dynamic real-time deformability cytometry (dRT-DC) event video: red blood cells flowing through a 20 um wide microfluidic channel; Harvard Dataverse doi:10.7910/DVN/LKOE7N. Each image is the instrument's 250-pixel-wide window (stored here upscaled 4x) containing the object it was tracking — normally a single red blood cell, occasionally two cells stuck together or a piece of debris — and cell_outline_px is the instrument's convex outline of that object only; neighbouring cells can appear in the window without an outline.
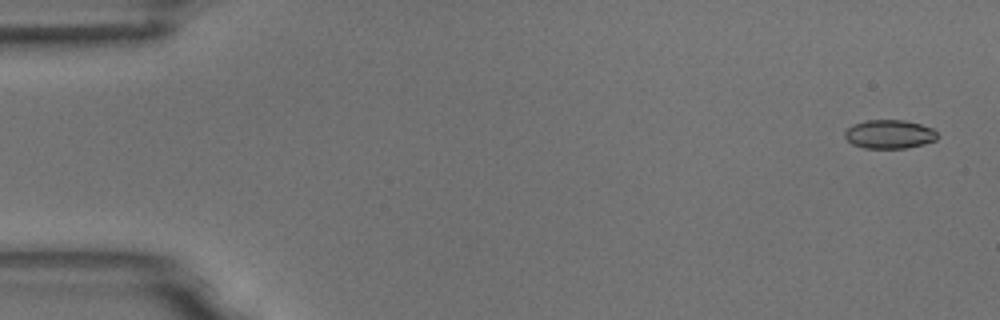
{"species": "common noctule bat (a hibernating species)", "species_latin": "Nyctalus noctula", "temperature_condition": "room temperature", "stored_images_in_passage": 5, "camera_frame_rate_fps": 3000, "um_per_image_px": 0.085, "animal": {"sex": "male", "body_mass_g": 18.8}, "frame": {"image": 1, "passage_image": 1, "time_ms": 0.0, "image_size_px": [1000, 320], "cell_outline_px": [[936, 140], [924, 144], [904, 148], [864, 148], [852, 144], [844, 136], [844, 132], [852, 124], [864, 120], [904, 120], [920, 124], [932, 128], [936, 132]], "centroid_in_image_um": [75.57, 11.4], "position_along_channel_um": 9.4, "area_um2": 15.49}}
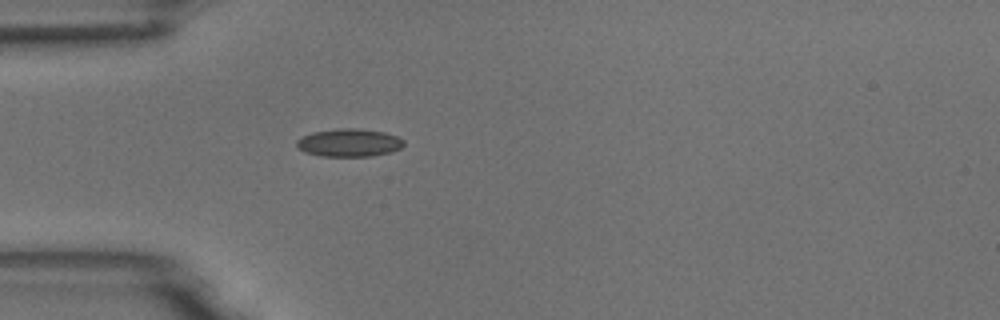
{"frame": {"image": 2, "passage_image": 5, "time_ms": 1.333, "image_size_px": [1000, 320], "cell_outline_px": [[404, 144], [400, 148], [392, 152], [372, 156], [320, 156], [304, 152], [296, 144], [296, 140], [312, 132], [340, 128], [356, 128], [384, 132], [396, 136], [404, 140]], "centroid_in_image_um": [29.68, 12.13], "position_along_channel_um": 55.3, "area_um2": 17.4}}